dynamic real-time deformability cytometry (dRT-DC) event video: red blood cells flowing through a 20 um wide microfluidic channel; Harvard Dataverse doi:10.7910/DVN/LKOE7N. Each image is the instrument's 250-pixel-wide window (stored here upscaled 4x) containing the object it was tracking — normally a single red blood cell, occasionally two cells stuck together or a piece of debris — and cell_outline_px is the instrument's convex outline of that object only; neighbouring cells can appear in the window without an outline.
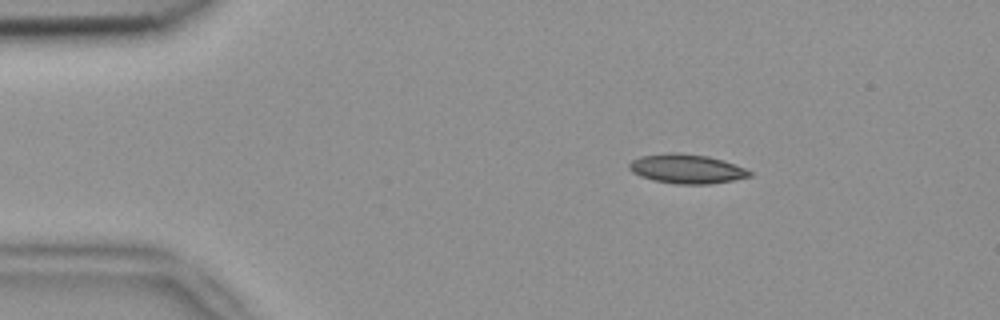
{"species": "common noctule bat (a hibernating species)", "species_latin": "Nyctalus noctula", "temperature_condition": "room temperature", "stored_images_in_passage": 4, "camera_frame_rate_fps": 3000, "um_per_image_px": 0.085, "animal": {"sex": "female", "body_mass_g": 18.4}, "frame": {"image": 1, "passage_image": 2, "time_ms": 0.333, "image_size_px": [1000, 320], "cell_outline_px": [[752, 176], [732, 180], [708, 184], [676, 184], [656, 180], [640, 176], [632, 172], [628, 168], [628, 164], [632, 160], [640, 156], [672, 152], [708, 156], [724, 160], [736, 164], [752, 172]], "centroid_in_image_um": [58.37, 14.34], "position_along_channel_um": 26.6, "area_um2": 20.46}}
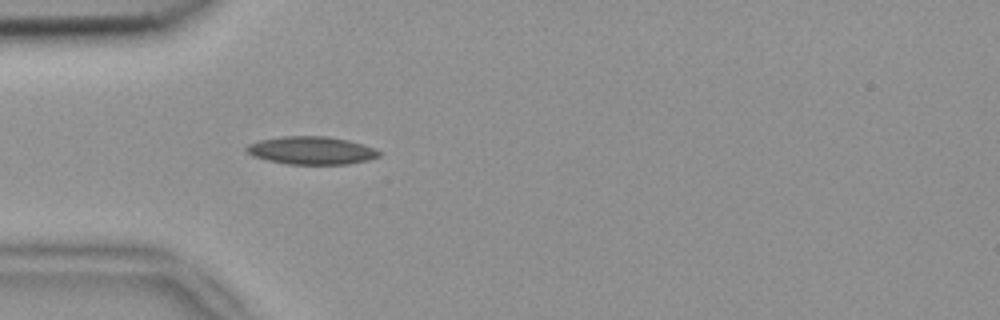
{"frame": {"image": 2, "passage_image": 4, "time_ms": 1.0, "image_size_px": [1000, 320], "cell_outline_px": [[380, 156], [368, 160], [348, 164], [288, 164], [268, 160], [252, 156], [244, 148], [248, 144], [260, 140], [284, 136], [328, 136], [348, 140], [372, 148], [380, 152]], "centroid_in_image_um": [26.44, 12.79], "position_along_channel_um": 58.6, "area_um2": 21.39}}